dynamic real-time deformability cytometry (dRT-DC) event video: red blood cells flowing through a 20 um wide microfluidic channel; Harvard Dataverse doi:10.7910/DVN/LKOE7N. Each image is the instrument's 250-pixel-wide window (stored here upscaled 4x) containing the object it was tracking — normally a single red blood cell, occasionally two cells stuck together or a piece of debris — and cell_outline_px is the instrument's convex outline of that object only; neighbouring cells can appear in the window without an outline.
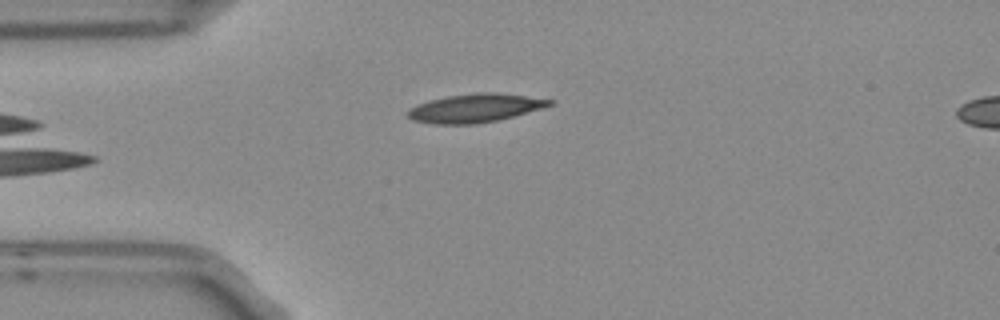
{"species": "Egyptian fruit bat (a non-hibernating species)", "species_latin": "Rousettus aegyptiacus", "temperature_condition": "room temperature", "stored_images_in_passage": 4, "camera_frame_rate_fps": 3000, "um_per_image_px": 0.085, "frame": {"image": 1, "passage_image": 4, "time_ms": 1.0, "image_size_px": [1000, 320], "cell_outline_px": [[556, 100], [552, 104], [540, 108], [512, 116], [496, 120], [472, 124], [436, 124], [412, 120], [408, 116], [408, 108], [416, 104], [428, 100], [448, 96], [476, 92], [496, 92]], "centroid_in_image_um": [40.33, 9.17], "position_along_channel_um": 44.7, "area_um2": 23.35}}